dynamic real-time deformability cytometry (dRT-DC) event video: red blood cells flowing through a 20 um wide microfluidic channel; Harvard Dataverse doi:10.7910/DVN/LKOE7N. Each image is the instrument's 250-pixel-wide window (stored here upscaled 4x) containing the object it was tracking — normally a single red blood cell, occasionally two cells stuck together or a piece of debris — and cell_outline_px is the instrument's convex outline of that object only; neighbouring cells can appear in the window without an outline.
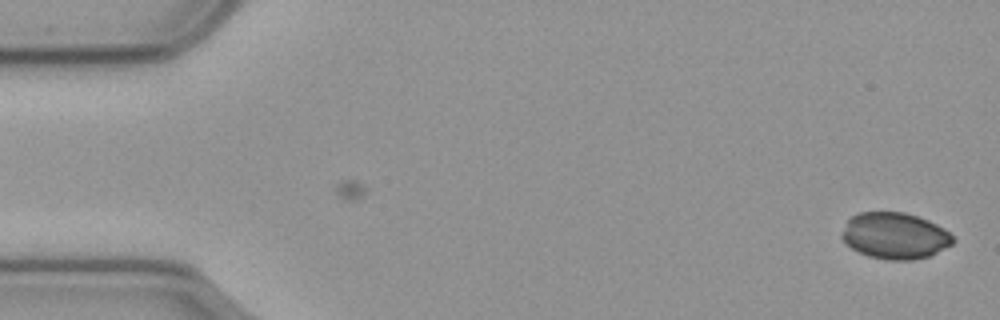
{"species": "common noctule bat (a hibernating species)", "species_latin": "Nyctalus noctula", "temperature_condition": "cold", "stored_images_in_passage": 57, "camera_frame_rate_fps": 3000, "um_per_image_px": 0.085, "animal": {"sex": "male", "body_mass_g": 23.1, "forearm_length_mm": 52.7}, "frame": {"image": 1, "passage_image": 1, "time_ms": 0.0, "image_size_px": [1000, 320], "cell_outline_px": [[956, 240], [952, 244], [928, 256], [912, 260], [888, 260], [868, 256], [852, 248], [840, 236], [840, 232], [848, 220], [852, 216], [860, 212], [904, 212], [928, 220], [944, 228]], "centroid_in_image_um": [76.05, 20.03], "position_along_channel_um": 9.0, "area_um2": 29.88}}
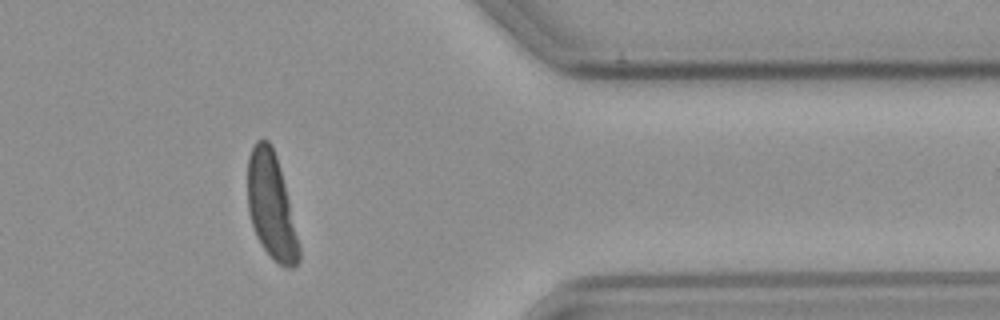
{"frame": {"image": 2, "passage_image": 46, "time_ms": 15.0, "image_size_px": [1000, 320], "cell_outline_px": [[300, 260], [292, 268], [284, 268], [264, 248], [256, 236], [248, 212], [248, 156], [256, 140], [268, 140], [276, 156], [280, 168], [300, 244]], "centroid_in_image_um": [23.06, 17.53], "position_along_channel_um": 388.3, "area_um2": 31.27}}